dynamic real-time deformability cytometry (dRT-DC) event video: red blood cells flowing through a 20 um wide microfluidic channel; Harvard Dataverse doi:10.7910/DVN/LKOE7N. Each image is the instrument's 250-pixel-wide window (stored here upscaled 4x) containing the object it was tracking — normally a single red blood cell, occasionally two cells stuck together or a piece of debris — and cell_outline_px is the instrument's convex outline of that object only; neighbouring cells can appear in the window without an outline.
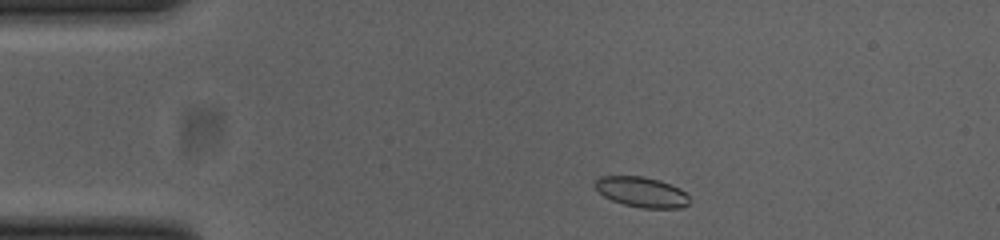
{"species": "common noctule bat (a hibernating species)", "species_latin": "Nyctalus noctula", "temperature_condition": "cold", "stored_images_in_passage": 45, "camera_frame_rate_fps": 3000, "um_per_image_px": 0.085, "animal": {"sex": "female", "body_mass_g": 23.0, "forearm_length_mm": 53.4}, "frame": {"image": 1, "passage_image": 2, "time_ms": 0.333, "image_size_px": [1000, 240], "cell_outline_px": [[688, 204], [680, 208], [640, 208], [624, 204], [612, 200], [604, 196], [596, 188], [596, 180], [600, 176], [644, 176], [660, 180], [680, 188], [688, 196]], "centroid_in_image_um": [54.55, 16.32], "position_along_channel_um": 30.5, "area_um2": 16.53}}
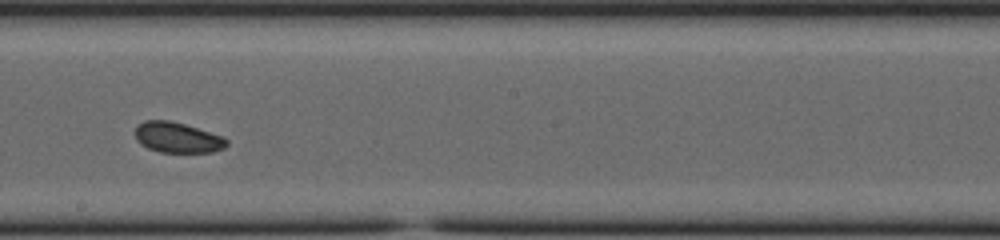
{"frame": {"image": 2, "passage_image": 22, "time_ms": 7.0, "image_size_px": [1000, 240], "cell_outline_px": [[228, 144], [224, 148], [212, 152], [160, 152], [148, 148], [140, 144], [136, 140], [136, 128], [144, 120], [168, 120], [184, 124], [224, 136], [228, 140]], "centroid_in_image_um": [15.1, 11.69], "position_along_channel_um": 233.1, "area_um2": 16.24}}
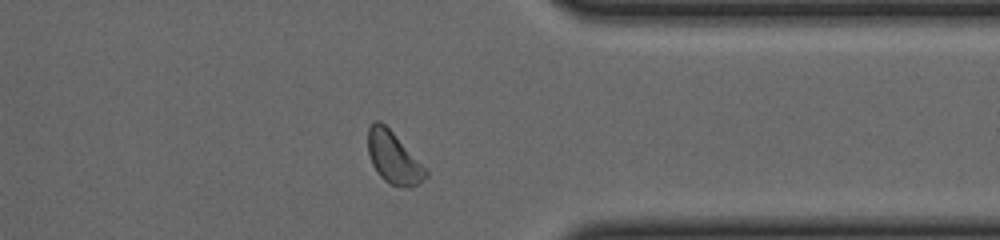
{"frame": {"image": 3, "passage_image": 34, "time_ms": 11.0, "image_size_px": [1000, 240], "cell_outline_px": [[428, 176], [412, 188], [400, 188], [384, 180], [376, 172], [372, 164], [368, 152], [368, 128], [376, 120], [380, 120], [392, 132], [428, 172]], "centroid_in_image_um": [33.42, 13.44], "position_along_channel_um": 378.0, "area_um2": 17.11}, "authors_computed_cell_mechanics": {"area_um2": 16.9354, "velocity_mm_per_s": 3.8143, "shape_relaxation_time_tau1_ms": 3.962, "shape_relaxation_time_tau2_ms": 3.6621, "deformation_change_tau1": 0.0516, "deformation_change_tau2": 0.0673}}